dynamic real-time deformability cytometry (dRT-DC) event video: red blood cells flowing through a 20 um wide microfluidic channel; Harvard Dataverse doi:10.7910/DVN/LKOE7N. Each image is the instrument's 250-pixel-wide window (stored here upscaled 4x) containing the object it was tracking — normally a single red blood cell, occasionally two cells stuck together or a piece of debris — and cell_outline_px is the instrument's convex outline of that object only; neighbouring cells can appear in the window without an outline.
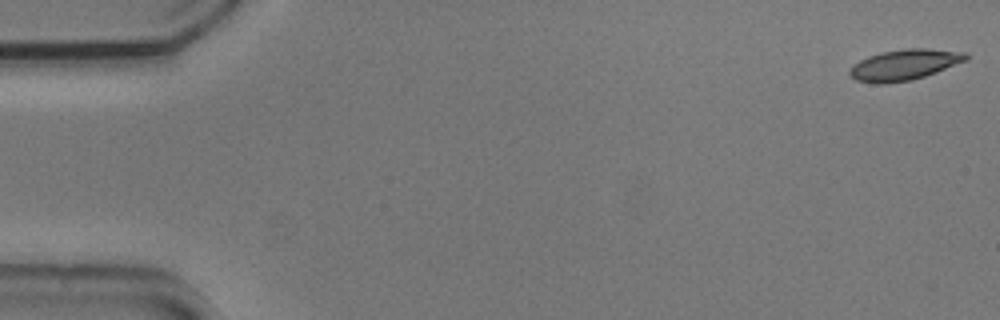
{"species": "common noctule bat (a hibernating species)", "species_latin": "Nyctalus noctula", "temperature_condition": "cold", "stored_images_in_passage": 49, "camera_frame_rate_fps": 3000, "um_per_image_px": 0.085, "animal": {"sex": "male", "body_mass_g": 20.5, "forearm_length_mm": 52.5}, "frame": {"image": 1, "passage_image": 1, "time_ms": 0.0, "image_size_px": [1000, 320], "cell_outline_px": [[968, 60], [936, 72], [912, 80], [884, 84], [880, 84], [856, 80], [848, 72], [860, 60], [868, 56], [880, 52], [908, 48], [928, 48], [968, 52]], "centroid_in_image_um": [76.93, 5.49], "position_along_channel_um": 8.1, "area_um2": 20.81}}
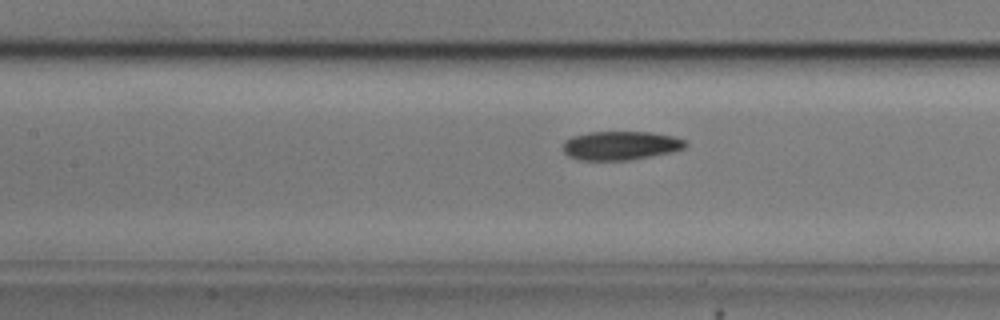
{"frame": {"image": 2, "passage_image": 24, "time_ms": 7.667, "image_size_px": [1000, 320], "cell_outline_px": [[688, 144], [684, 148], [672, 152], [652, 156], [628, 160], [580, 160], [568, 156], [564, 152], [564, 140], [572, 136], [588, 132], [652, 132], [676, 136], [688, 140]], "centroid_in_image_um": [52.8, 12.36], "position_along_channel_um": 154.6, "area_um2": 20.81}}
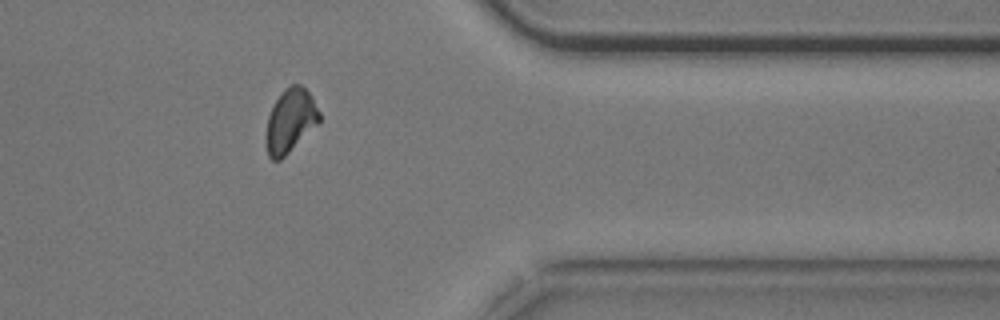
{"frame": {"image": 3, "passage_image": 44, "time_ms": 14.333, "image_size_px": [1000, 320], "cell_outline_px": [[320, 124], [280, 160], [272, 160], [268, 156], [264, 144], [264, 136], [268, 116], [276, 100], [292, 84], [300, 84], [308, 92], [320, 112]], "centroid_in_image_um": [24.66, 10.33], "position_along_channel_um": 386.7, "area_um2": 19.88}}